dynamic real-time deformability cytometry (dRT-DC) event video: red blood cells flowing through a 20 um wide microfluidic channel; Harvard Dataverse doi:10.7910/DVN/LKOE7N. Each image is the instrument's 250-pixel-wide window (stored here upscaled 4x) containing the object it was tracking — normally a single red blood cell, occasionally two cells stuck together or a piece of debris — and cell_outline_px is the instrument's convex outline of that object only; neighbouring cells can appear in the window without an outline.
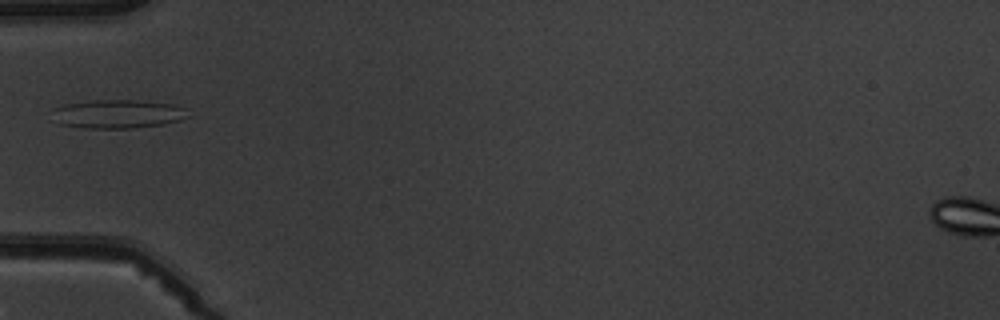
{"species": "common noctule bat (a hibernating species)", "species_latin": "Nyctalus noctula", "temperature_condition": "warm", "stored_images_in_passage": 7, "camera_frame_rate_fps": 3000, "um_per_image_px": 0.085, "animal": {"sex": "male", "body_mass_g": 19.5, "forearm_length_mm": 54.6}, "frame": {"image": 1, "passage_image": 6, "time_ms": 6.0, "image_size_px": [1000, 320], "cell_outline_px": [[192, 116], [180, 120], [160, 124], [132, 128], [84, 128], [60, 124], [48, 120], [52, 108], [64, 104], [92, 100], [136, 100], [176, 104], [188, 108]], "centroid_in_image_um": [9.97, 9.68], "position_along_channel_um": 75.0, "area_um2": 23.35}}
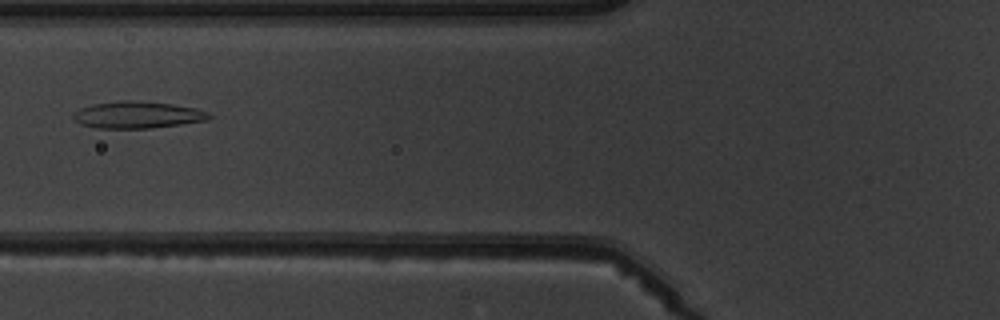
{"frame": {"image": 2, "passage_image": 7, "time_ms": 7.0, "image_size_px": [1000, 320], "cell_outline_px": [[212, 116], [208, 120], [180, 124], [148, 128], [96, 128], [80, 124], [72, 116], [80, 108], [92, 104], [124, 100], [136, 100], [172, 104], [196, 108], [208, 112]], "centroid_in_image_um": [11.69, 9.76], "position_along_channel_um": 114.1, "area_um2": 21.15}}